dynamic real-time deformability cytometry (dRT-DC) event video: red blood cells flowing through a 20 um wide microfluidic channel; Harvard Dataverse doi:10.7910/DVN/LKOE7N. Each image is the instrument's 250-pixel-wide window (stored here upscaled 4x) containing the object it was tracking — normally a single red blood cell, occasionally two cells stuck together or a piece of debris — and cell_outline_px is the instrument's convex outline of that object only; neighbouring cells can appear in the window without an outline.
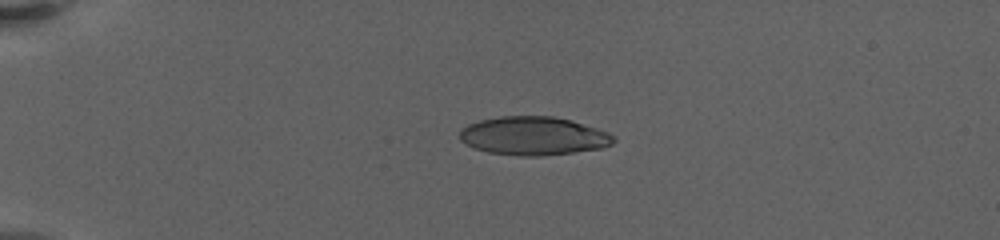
{"species": "human", "species_latin": "Homo sapiens", "temperature_condition": "warm", "stored_images_in_passage": 5, "camera_frame_rate_fps": 3000, "um_per_image_px": 0.085, "donor": {"sex": "female"}, "frame": {"image": 1, "passage_image": 1, "time_ms": 0.0, "image_size_px": [1000, 240], "cell_outline_px": [[616, 140], [612, 144], [604, 148], [540, 156], [520, 156], [488, 152], [476, 148], [460, 140], [460, 128], [468, 124], [480, 120], [500, 116], [552, 116], [568, 120], [596, 128], [608, 132], [616, 136]], "centroid_in_image_um": [45.35, 11.55], "position_along_channel_um": 39.6, "area_um2": 34.39}}
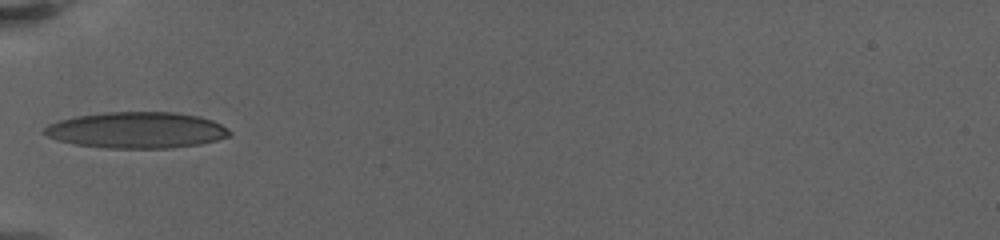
{"frame": {"image": 2, "passage_image": 4, "time_ms": 2.667, "image_size_px": [1000, 240], "cell_outline_px": [[232, 132], [228, 136], [216, 140], [200, 144], [172, 148], [108, 148], [76, 144], [60, 140], [48, 136], [44, 132], [44, 128], [48, 124], [60, 120], [76, 116], [104, 112], [176, 112], [200, 116], [212, 120], [220, 124]], "centroid_in_image_um": [11.64, 11.05], "position_along_channel_um": 73.4, "area_um2": 38.9}}